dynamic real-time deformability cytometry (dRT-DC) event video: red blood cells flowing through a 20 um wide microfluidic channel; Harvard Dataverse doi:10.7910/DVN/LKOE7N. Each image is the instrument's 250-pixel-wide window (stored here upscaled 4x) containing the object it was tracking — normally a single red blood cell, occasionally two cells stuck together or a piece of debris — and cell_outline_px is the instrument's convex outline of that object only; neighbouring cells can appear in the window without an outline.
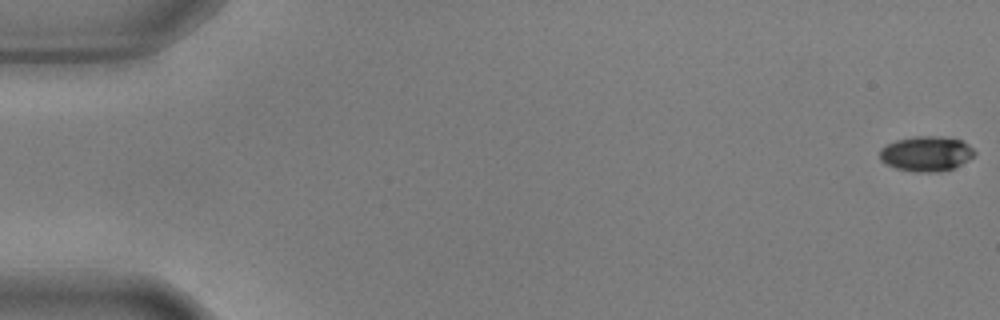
{"species": "common noctule bat (a hibernating species)", "species_latin": "Nyctalus noctula", "temperature_condition": "warm", "stored_images_in_passage": 57, "camera_frame_rate_fps": 3000, "um_per_image_px": 0.085, "animal": {"sex": "male", "body_mass_g": 17.9, "forearm_length_mm": 54.2}, "frame": {"image": 1, "passage_image": 1, "time_ms": 0.0, "image_size_px": [1000, 320], "cell_outline_px": [[976, 152], [968, 160], [952, 168], [936, 172], [916, 172], [896, 168], [884, 164], [880, 160], [880, 148], [896, 140], [916, 136], [940, 136], [960, 140], [968, 144]], "centroid_in_image_um": [78.7, 13.06], "position_along_channel_um": 6.3, "area_um2": 19.25}}
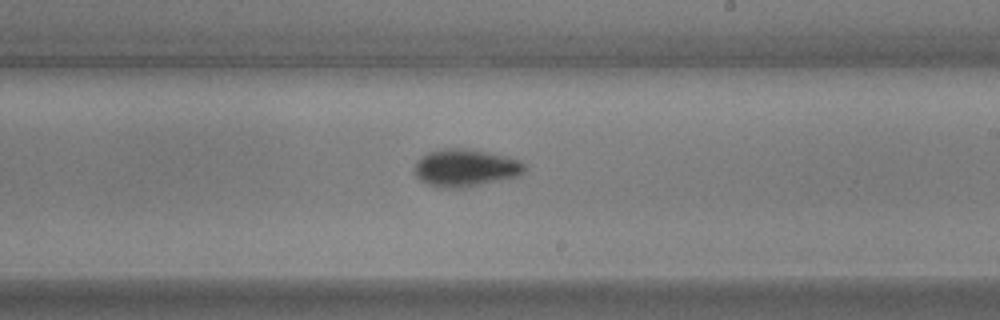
{"frame": {"image": 2, "passage_image": 34, "time_ms": 11.0, "image_size_px": [1000, 320], "cell_outline_px": [[524, 172], [520, 176], [460, 188], [448, 188], [428, 184], [420, 180], [416, 176], [416, 164], [428, 152], [444, 148], [464, 148], [484, 152], [520, 160], [524, 164]], "centroid_in_image_um": [39.58, 14.27], "position_along_channel_um": 249.4, "area_um2": 23.41}}
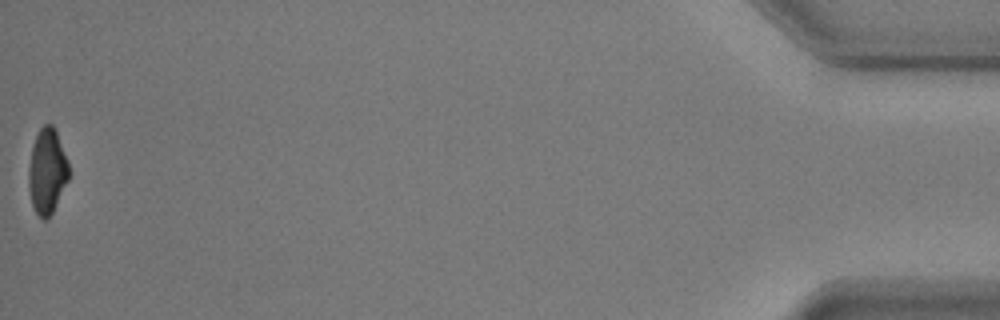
{"frame": {"image": 3, "passage_image": 57, "time_ms": 18.667, "image_size_px": [1000, 320], "cell_outline_px": [[72, 172], [48, 220], [44, 220], [36, 212], [32, 204], [28, 184], [28, 168], [32, 144], [40, 128], [44, 124], [52, 124], [56, 128], [68, 160]], "centroid_in_image_um": [4.03, 14.51], "position_along_channel_um": 431.2, "area_um2": 20.35}, "authors_computed_cell_mechanics": {"area_um2": 21.6172, "velocity_mm_per_s": 3.5954, "shape_relaxation_time_tau1_ms": 2.8226, "shape_relaxation_time_tau2_ms": 6.2187, "deformation_change_tau1": 0.1361, "deformation_change_tau2": 0.0918}}